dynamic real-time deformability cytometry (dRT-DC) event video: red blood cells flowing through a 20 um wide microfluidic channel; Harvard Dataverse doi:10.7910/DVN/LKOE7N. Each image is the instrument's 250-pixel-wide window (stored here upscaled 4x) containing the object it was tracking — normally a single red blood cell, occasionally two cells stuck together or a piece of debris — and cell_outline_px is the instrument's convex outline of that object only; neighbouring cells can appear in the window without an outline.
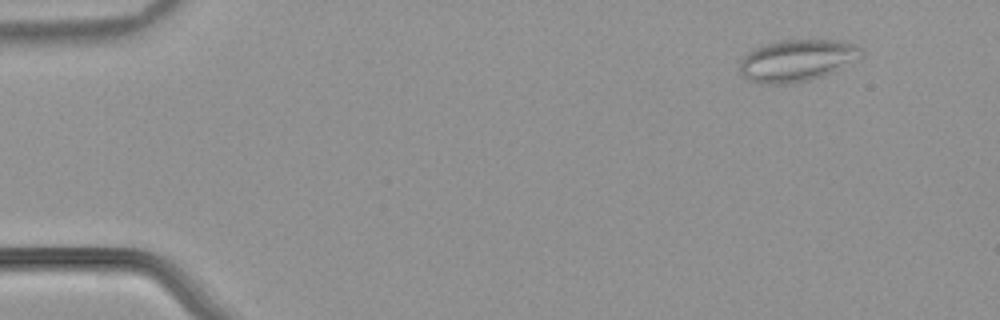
{"species": "common noctule bat (a hibernating species)", "species_latin": "Nyctalus noctula", "temperature_condition": "warm", "stored_images_in_passage": 53, "camera_frame_rate_fps": 3000, "um_per_image_px": 0.085, "animal": {"sex": "male", "body_mass_g": 21.5, "forearm_length_mm": 52.0}, "frame": {"image": 1, "passage_image": 5, "time_ms": 1.333, "image_size_px": [1000, 320], "cell_outline_px": [[864, 56], [824, 76], [808, 80], [784, 84], [760, 84], [748, 80], [736, 68], [740, 60], [752, 48], [760, 44], [780, 40], [844, 40], [860, 48], [864, 52]], "centroid_in_image_um": [67.69, 5.13], "position_along_channel_um": 17.3, "area_um2": 30.11}}
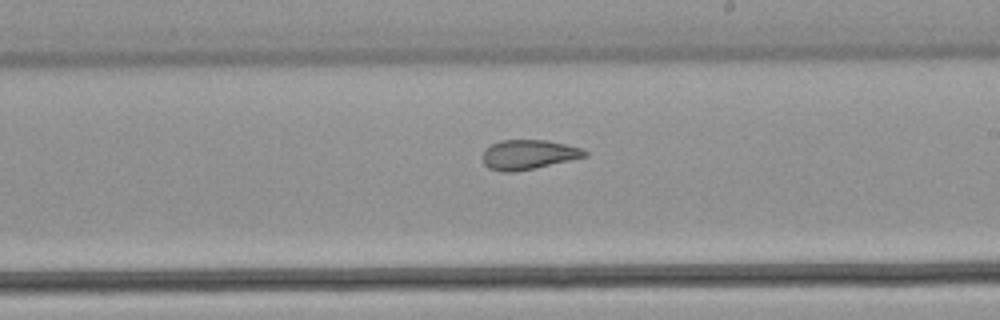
{"frame": {"image": 2, "passage_image": 31, "time_ms": 10.0, "image_size_px": [1000, 320], "cell_outline_px": [[588, 156], [532, 168], [512, 172], [504, 172], [488, 168], [484, 164], [484, 148], [500, 140], [548, 140], [580, 148], [588, 152]], "centroid_in_image_um": [44.9, 13.13], "position_along_channel_um": 244.1, "area_um2": 17.34}}
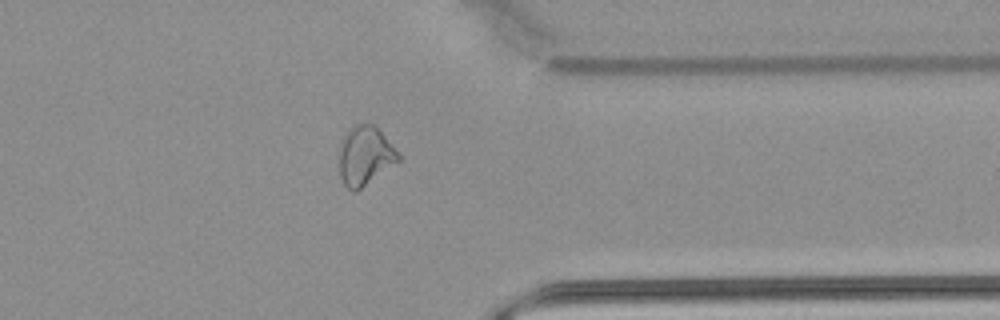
{"frame": {"image": 3, "passage_image": 42, "time_ms": 13.667, "image_size_px": [1000, 320], "cell_outline_px": [[400, 160], [356, 192], [352, 192], [344, 184], [340, 176], [340, 148], [344, 136], [356, 124], [372, 124], [384, 136], [400, 156]], "centroid_in_image_um": [31.01, 13.28], "position_along_channel_um": 380.4, "area_um2": 19.71}, "authors_computed_cell_mechanics": {"area_um2": 21.964, "velocity_mm_per_s": 3.8973, "shape_relaxation_time_tau1_ms": null, "shape_relaxation_time_tau2_ms": 1.8941, "deformation_change_tau1": null, "deformation_change_tau2": 0.0874}}